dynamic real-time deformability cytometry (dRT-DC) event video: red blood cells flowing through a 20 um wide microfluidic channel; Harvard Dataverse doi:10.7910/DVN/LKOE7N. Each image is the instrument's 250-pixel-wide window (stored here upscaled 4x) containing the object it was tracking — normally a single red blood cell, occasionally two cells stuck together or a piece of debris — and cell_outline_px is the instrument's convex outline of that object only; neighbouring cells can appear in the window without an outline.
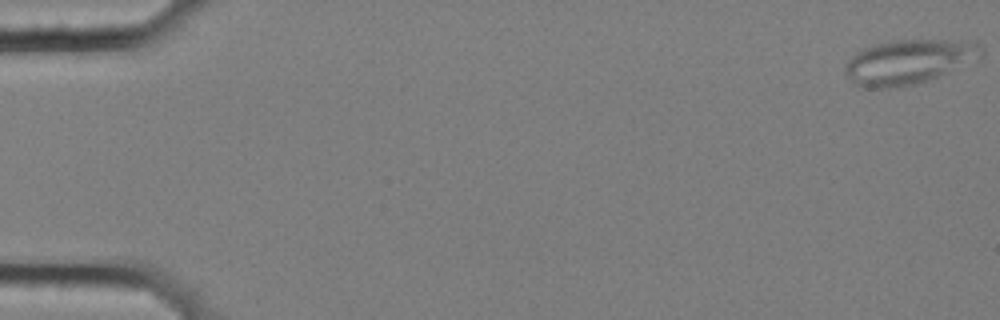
{"species": "common noctule bat (a hibernating species)", "species_latin": "Nyctalus noctula", "temperature_condition": "cold", "stored_images_in_passage": 57, "segment_of_instrument_passage": [1, 2], "camera_frame_rate_fps": 3000, "um_per_image_px": 0.085, "animal": {"sex": "female", "body_mass_g": 25.1}, "frame": {"image": 1, "passage_image": 1, "time_ms": 0.0, "image_size_px": [1000, 320], "cell_outline_px": [[984, 56], [928, 80], [916, 84], [888, 88], [864, 88], [856, 84], [844, 72], [844, 64], [856, 52], [872, 44], [892, 40], [976, 40], [984, 48]], "centroid_in_image_um": [77.26, 5.23], "position_along_channel_um": 7.7, "area_um2": 35.55}}